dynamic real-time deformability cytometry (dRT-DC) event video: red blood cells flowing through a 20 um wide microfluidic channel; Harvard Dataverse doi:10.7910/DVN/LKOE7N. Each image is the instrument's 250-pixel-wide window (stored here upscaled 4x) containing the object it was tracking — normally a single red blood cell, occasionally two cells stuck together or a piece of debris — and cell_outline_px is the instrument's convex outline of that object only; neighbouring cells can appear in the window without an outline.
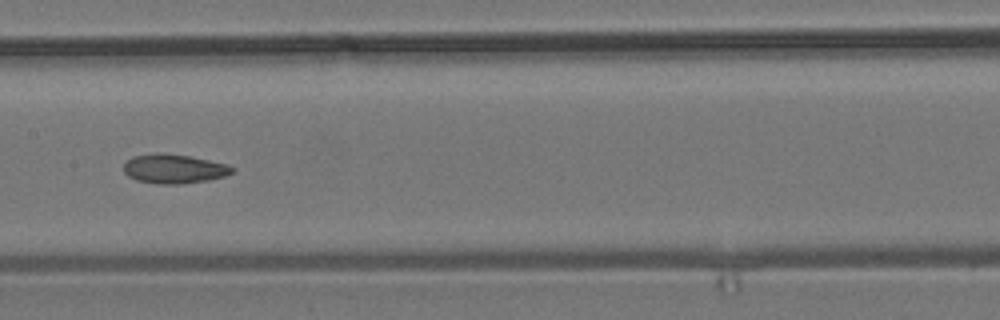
{"species": "common noctule bat (a hibernating species)", "species_latin": "Nyctalus noctula", "temperature_condition": "room temperature", "stored_images_in_passage": 9, "camera_frame_rate_fps": 3000, "um_per_image_px": 0.085, "animal": {"sex": "male", "body_mass_g": 19.2, "forearm_length_mm": 51.8}, "frame": {"image": 1, "passage_image": 6, "time_ms": 6.667, "image_size_px": [1000, 320], "cell_outline_px": [[236, 168], [232, 172], [224, 176], [208, 180], [180, 184], [156, 184], [136, 180], [128, 176], [124, 172], [124, 164], [132, 156], [188, 156], [228, 164]], "centroid_in_image_um": [14.83, 14.4], "position_along_channel_um": 192.6, "area_um2": 17.69}}
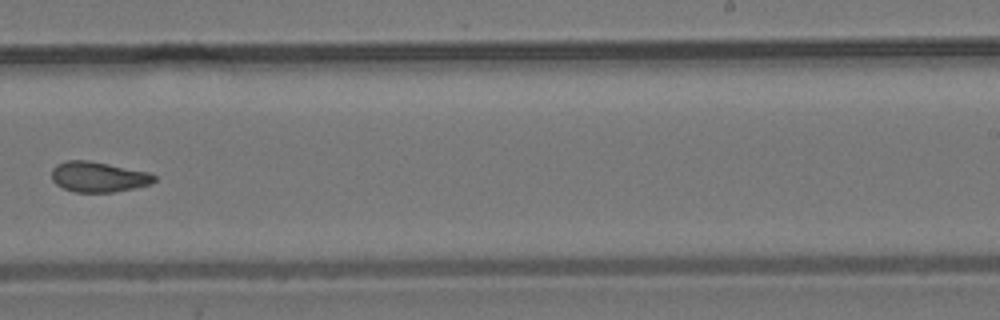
{"frame": {"image": 2, "passage_image": 8, "time_ms": 9.0, "image_size_px": [1000, 320], "cell_outline_px": [[156, 180], [152, 184], [112, 192], [76, 192], [64, 188], [56, 184], [52, 180], [52, 168], [56, 164], [64, 160], [88, 160], [148, 172], [156, 176]], "centroid_in_image_um": [8.34, 15.02], "position_along_channel_um": 280.7, "area_um2": 18.09}}
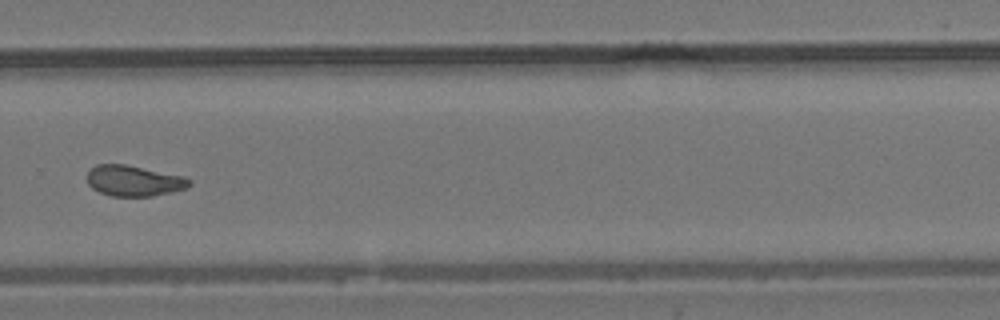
{"frame": {"image": 3, "passage_image": 9, "time_ms": 10.0, "image_size_px": [1000, 320], "cell_outline_px": [[192, 184], [188, 188], [172, 192], [152, 196], [112, 196], [100, 192], [92, 188], [88, 184], [88, 172], [96, 164], [124, 164], [184, 176], [192, 180]], "centroid_in_image_um": [11.42, 15.37], "position_along_channel_um": 318.4, "area_um2": 18.32}}